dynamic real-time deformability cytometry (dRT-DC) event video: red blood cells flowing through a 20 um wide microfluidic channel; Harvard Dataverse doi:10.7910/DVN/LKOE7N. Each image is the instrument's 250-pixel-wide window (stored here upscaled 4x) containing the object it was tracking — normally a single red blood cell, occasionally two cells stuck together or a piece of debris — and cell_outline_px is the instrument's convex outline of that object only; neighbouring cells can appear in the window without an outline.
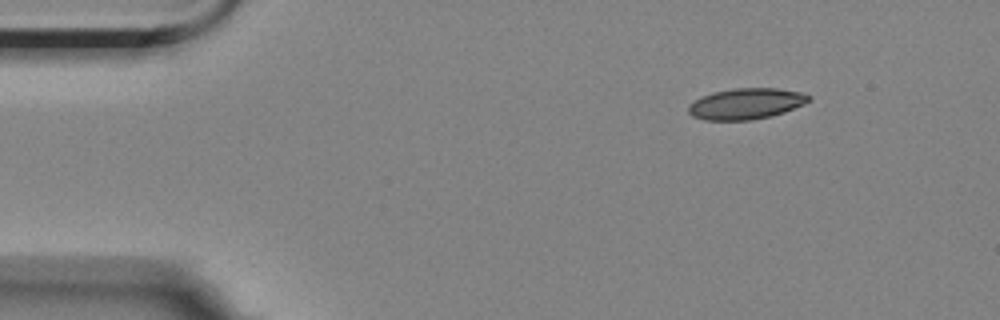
{"species": "Egyptian fruit bat (a non-hibernating species)", "species_latin": "Rousettus aegyptiacus", "temperature_condition": "room temperature", "stored_images_in_passage": 6, "segment_of_instrument_passage": [2, 2], "camera_frame_rate_fps": 3000, "um_per_image_px": 0.085, "animal": {"sex": "female"}, "frame": {"image": 1, "passage_image": 6, "time_ms": 6.0, "image_size_px": [1000, 320], "cell_outline_px": [[812, 100], [804, 104], [784, 112], [772, 116], [752, 120], [704, 120], [692, 116], [688, 112], [688, 104], [712, 92], [736, 88], [776, 88], [800, 92], [812, 96]], "centroid_in_image_um": [63.43, 8.82], "position_along_channel_um": 21.6, "area_um2": 21.79}}